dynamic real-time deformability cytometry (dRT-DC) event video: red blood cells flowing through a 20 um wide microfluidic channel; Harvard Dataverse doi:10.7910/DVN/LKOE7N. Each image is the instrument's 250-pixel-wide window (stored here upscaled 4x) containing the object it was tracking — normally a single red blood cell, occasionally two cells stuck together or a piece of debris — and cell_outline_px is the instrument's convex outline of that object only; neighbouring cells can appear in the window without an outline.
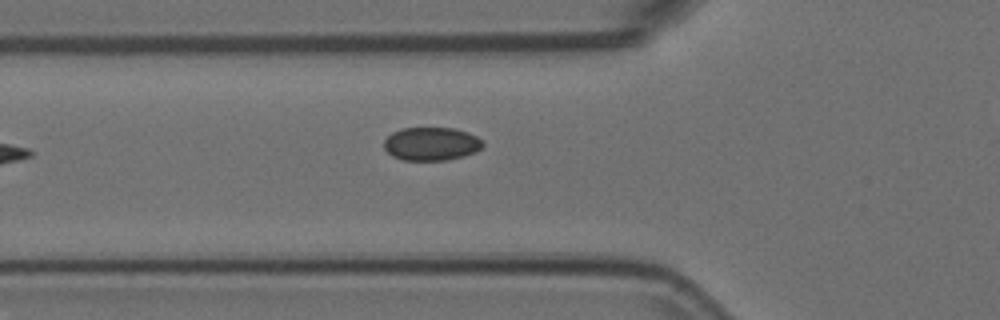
{"species": "Egyptian fruit bat (a non-hibernating species)", "species_latin": "Rousettus aegyptiacus", "temperature_condition": "room temperature", "stored_images_in_passage": 7, "camera_frame_rate_fps": 3000, "um_per_image_px": 0.085, "animal": {"sex": "female"}, "frame": {"image": 1, "passage_image": 3, "time_ms": 0.667, "image_size_px": [1000, 320], "cell_outline_px": [[484, 144], [476, 152], [464, 156], [448, 160], [400, 160], [392, 156], [384, 148], [384, 140], [392, 132], [400, 128], [452, 128], [468, 132], [484, 140]], "centroid_in_image_um": [36.66, 12.23], "position_along_channel_um": 89.1, "area_um2": 19.36}}
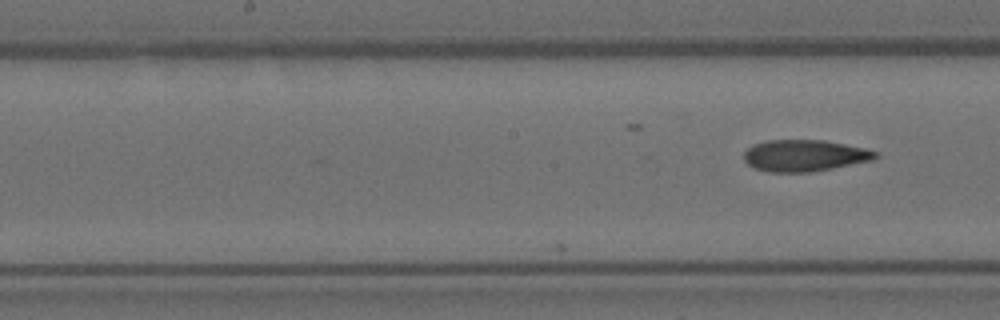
{"frame": {"image": 2, "passage_image": 7, "time_ms": 2.0, "image_size_px": [1000, 320], "cell_outline_px": [[880, 156], [872, 160], [812, 172], [768, 172], [756, 168], [748, 164], [744, 160], [744, 152], [752, 144], [768, 140], [824, 140], [864, 148], [880, 152]], "centroid_in_image_um": [68.39, 13.22], "position_along_channel_um": 179.8, "area_um2": 24.22}}